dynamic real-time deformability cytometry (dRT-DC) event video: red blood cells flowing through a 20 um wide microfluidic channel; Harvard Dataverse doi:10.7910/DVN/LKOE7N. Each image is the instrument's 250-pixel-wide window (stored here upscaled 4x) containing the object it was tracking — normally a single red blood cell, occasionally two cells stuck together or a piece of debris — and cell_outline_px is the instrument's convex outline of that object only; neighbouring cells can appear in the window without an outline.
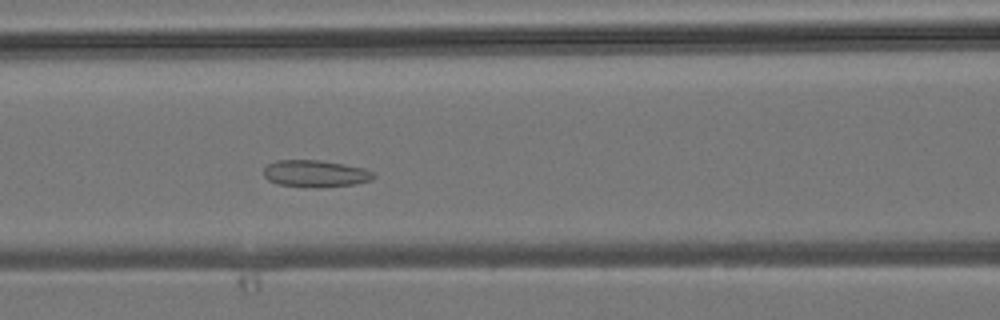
{"species": "common noctule bat (a hibernating species)", "species_latin": "Nyctalus noctula", "temperature_condition": "room temperature", "stored_images_in_passage": 36, "camera_frame_rate_fps": 3000, "um_per_image_px": 0.085, "animal": {"sex": "male", "body_mass_g": 19.2, "forearm_length_mm": 51.8}, "frame": {"image": 1, "passage_image": 9, "time_ms": 2.667, "image_size_px": [1000, 320], "cell_outline_px": [[376, 176], [372, 180], [352, 184], [316, 188], [276, 184], [268, 180], [264, 176], [264, 168], [268, 164], [276, 160], [320, 160], [344, 164], [364, 168], [372, 172]], "centroid_in_image_um": [26.79, 14.75], "position_along_channel_um": 139.8, "area_um2": 17.28}}
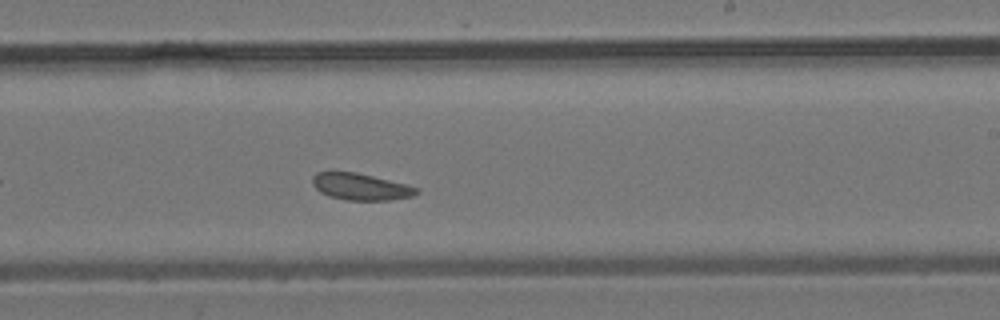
{"frame": {"image": 2, "passage_image": 17, "time_ms": 5.333, "image_size_px": [1000, 320], "cell_outline_px": [[420, 192], [412, 196], [392, 200], [348, 200], [332, 196], [320, 192], [312, 184], [312, 176], [316, 172], [332, 168], [356, 172], [420, 188]], "centroid_in_image_um": [30.59, 15.82], "position_along_channel_um": 258.4, "area_um2": 16.59}}
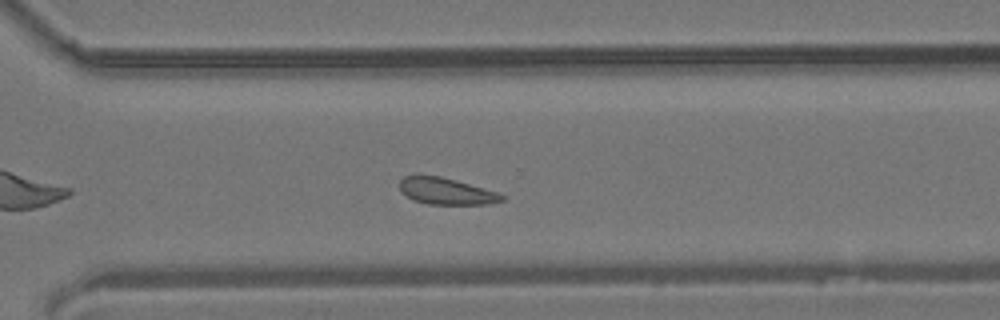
{"frame": {"image": 3, "passage_image": 22, "time_ms": 7.0, "image_size_px": [1000, 320], "cell_outline_px": [[504, 200], [488, 204], [428, 204], [412, 200], [400, 192], [400, 180], [404, 176], [416, 172], [420, 172], [440, 176], [456, 180], [484, 188], [496, 192], [504, 196]], "centroid_in_image_um": [37.82, 16.21], "position_along_channel_um": 332.8, "area_um2": 16.3}}